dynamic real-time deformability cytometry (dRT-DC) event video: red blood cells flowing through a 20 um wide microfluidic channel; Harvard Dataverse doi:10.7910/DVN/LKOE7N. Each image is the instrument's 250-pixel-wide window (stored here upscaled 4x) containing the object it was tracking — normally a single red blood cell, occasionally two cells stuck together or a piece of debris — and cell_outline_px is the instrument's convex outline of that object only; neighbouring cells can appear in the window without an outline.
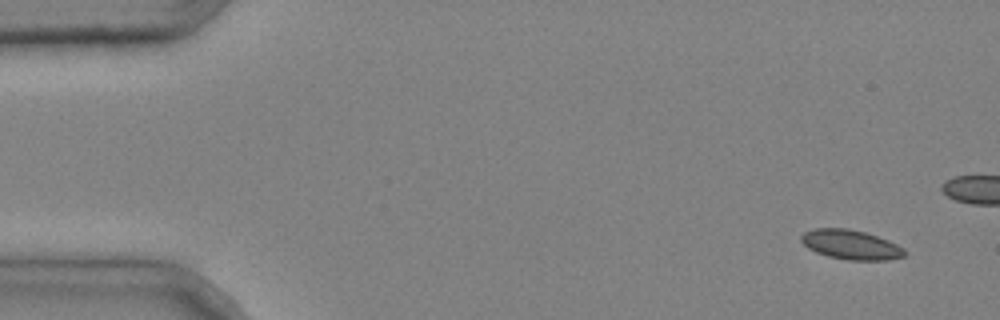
{"species": "common noctule bat (a hibernating species)", "species_latin": "Nyctalus noctula", "temperature_condition": "cold", "stored_images_in_passage": 4, "camera_frame_rate_fps": 3000, "um_per_image_px": 0.085, "animal": {"sex": "male", "body_mass_g": 20.4}, "frame": {"image": 1, "passage_image": 1, "time_ms": 0.0, "image_size_px": [1000, 320], "cell_outline_px": [[908, 252], [904, 256], [888, 260], [848, 260], [828, 256], [816, 252], [808, 248], [800, 240], [800, 236], [804, 232], [812, 228], [848, 228], [864, 232], [888, 240], [904, 248]], "centroid_in_image_um": [72.32, 20.79], "position_along_channel_um": 12.7, "area_um2": 17.86}}